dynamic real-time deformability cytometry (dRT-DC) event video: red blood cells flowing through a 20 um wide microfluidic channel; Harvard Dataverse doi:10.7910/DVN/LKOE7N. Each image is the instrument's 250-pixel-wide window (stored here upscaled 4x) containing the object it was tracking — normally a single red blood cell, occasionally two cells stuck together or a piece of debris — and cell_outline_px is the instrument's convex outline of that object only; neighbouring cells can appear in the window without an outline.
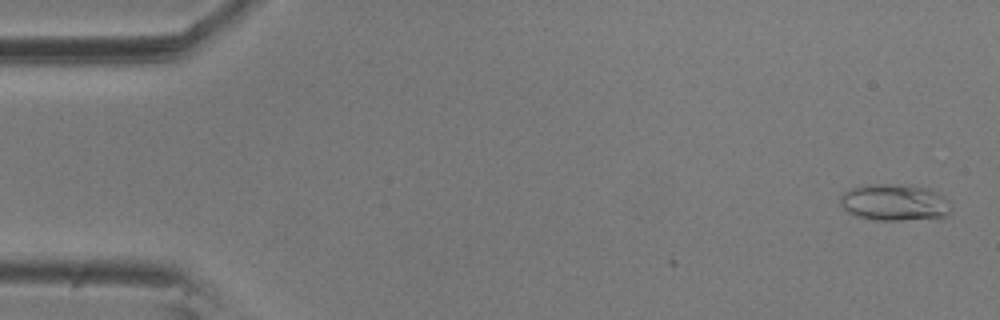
{"species": "common noctule bat (a hibernating species)", "species_latin": "Nyctalus noctula", "temperature_condition": "room temperature", "stored_images_in_passage": 5, "camera_frame_rate_fps": 3000, "um_per_image_px": 0.085, "animal": {"sex": "male", "body_mass_g": 20.5, "forearm_length_mm": 52.5}, "frame": {"image": 1, "passage_image": 1, "time_ms": 0.0, "image_size_px": [1000, 320], "cell_outline_px": [[952, 212], [948, 216], [940, 220], [876, 220], [856, 216], [848, 212], [840, 204], [840, 196], [844, 192], [852, 188], [864, 184], [904, 184], [928, 188], [944, 196], [948, 200], [952, 208]], "centroid_in_image_um": [76.12, 17.23], "position_along_channel_um": 8.9, "area_um2": 24.45}}